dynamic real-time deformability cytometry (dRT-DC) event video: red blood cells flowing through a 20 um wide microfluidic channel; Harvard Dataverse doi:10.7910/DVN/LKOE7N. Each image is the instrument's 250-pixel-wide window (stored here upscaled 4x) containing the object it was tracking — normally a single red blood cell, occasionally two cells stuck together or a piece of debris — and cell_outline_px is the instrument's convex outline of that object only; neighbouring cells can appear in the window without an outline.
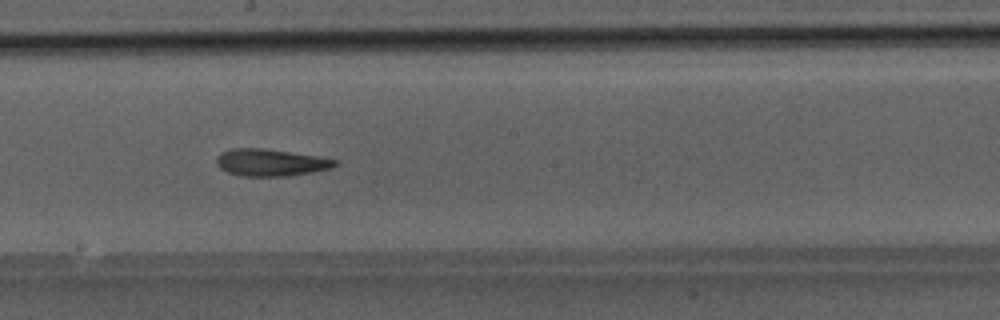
{"species": "Egyptian fruit bat (a non-hibernating species)", "species_latin": "Rousettus aegyptiacus", "temperature_condition": "room temperature", "stored_images_in_passage": 29, "camera_frame_rate_fps": 3000, "um_per_image_px": 0.085, "animal": {"sex": "male"}, "frame": {"image": 1, "passage_image": 15, "time_ms": 4.667, "image_size_px": [1000, 320], "cell_outline_px": [[340, 164], [332, 168], [312, 172], [288, 176], [240, 176], [228, 172], [220, 168], [216, 164], [216, 156], [220, 152], [232, 148], [264, 148], [316, 156], [340, 160]], "centroid_in_image_um": [23.01, 13.81], "position_along_channel_um": 225.2, "area_um2": 18.9}}